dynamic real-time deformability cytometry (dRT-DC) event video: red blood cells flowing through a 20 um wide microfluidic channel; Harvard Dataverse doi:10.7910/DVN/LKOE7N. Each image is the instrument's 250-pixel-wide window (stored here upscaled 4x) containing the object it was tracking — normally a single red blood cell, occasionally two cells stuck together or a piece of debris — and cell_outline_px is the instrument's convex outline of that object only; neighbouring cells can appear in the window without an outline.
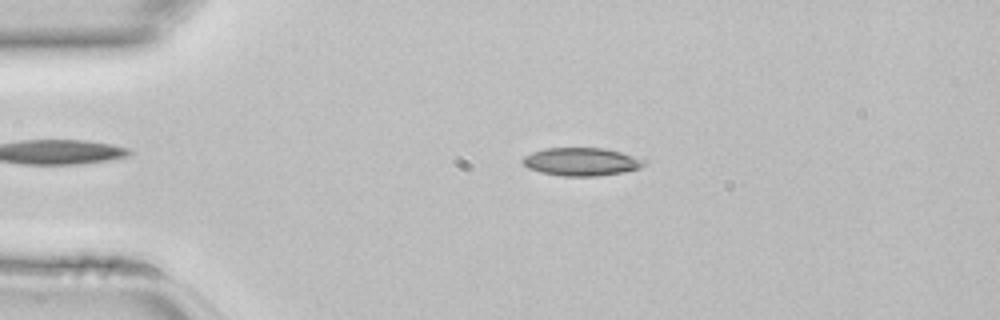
{"species": "common noctule bat (a hibernating species)", "species_latin": "Nyctalus noctula", "temperature_condition": "room temperature", "stored_images_in_passage": 44, "camera_frame_rate_fps": 3000, "um_per_image_px": 0.085, "animal": {"sex": "female", "body_mass_g": 22.7, "forearm_length_mm": 54.2}, "frame": {"image": 1, "passage_image": 9, "time_ms": 2.667, "image_size_px": [1000, 320], "cell_outline_px": [[648, 160], [640, 168], [624, 172], [596, 176], [564, 176], [540, 172], [528, 168], [520, 160], [524, 156], [532, 152], [544, 148], [604, 148], [620, 152]], "centroid_in_image_um": [49.41, 13.74], "position_along_channel_um": 35.6, "area_um2": 19.88}}
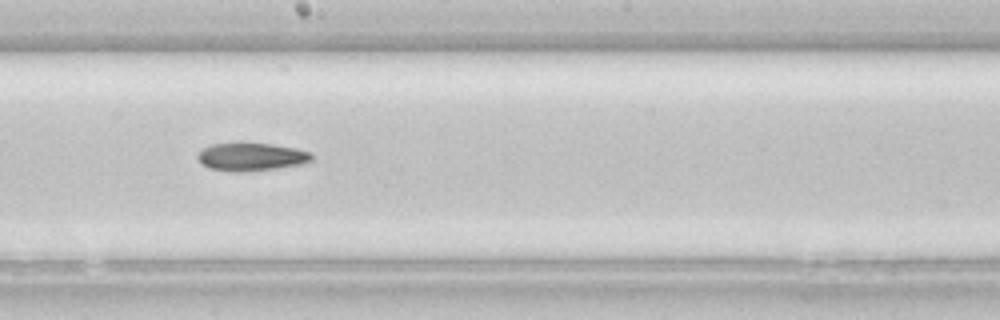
{"frame": {"image": 2, "passage_image": 24, "time_ms": 7.667, "image_size_px": [1000, 320], "cell_outline_px": [[312, 160], [300, 164], [276, 168], [240, 172], [232, 172], [208, 168], [200, 164], [196, 156], [204, 148], [212, 144], [272, 144], [296, 148], [312, 152]], "centroid_in_image_um": [21.34, 13.34], "position_along_channel_um": 226.9, "area_um2": 18.38}}
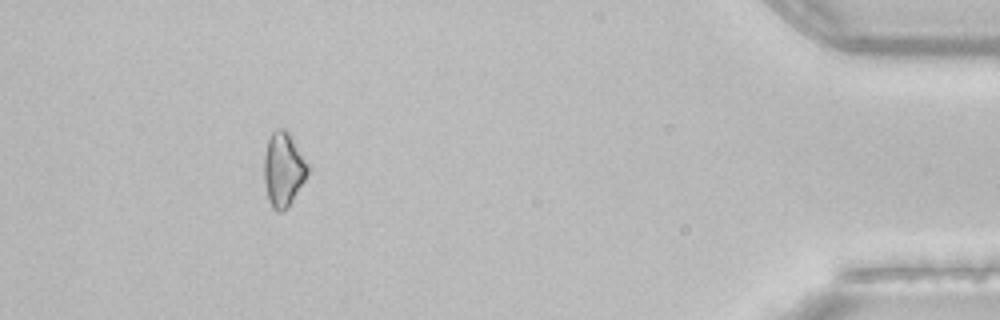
{"frame": {"image": 3, "passage_image": 40, "time_ms": 13.0, "image_size_px": [1000, 320], "cell_outline_px": [[308, 172], [304, 180], [288, 208], [280, 212], [276, 212], [272, 208], [268, 200], [264, 180], [264, 156], [268, 140], [272, 132], [276, 128], [284, 128], [292, 136], [308, 164]], "centroid_in_image_um": [24.07, 14.4], "position_along_channel_um": 411.1, "area_um2": 18.9}}